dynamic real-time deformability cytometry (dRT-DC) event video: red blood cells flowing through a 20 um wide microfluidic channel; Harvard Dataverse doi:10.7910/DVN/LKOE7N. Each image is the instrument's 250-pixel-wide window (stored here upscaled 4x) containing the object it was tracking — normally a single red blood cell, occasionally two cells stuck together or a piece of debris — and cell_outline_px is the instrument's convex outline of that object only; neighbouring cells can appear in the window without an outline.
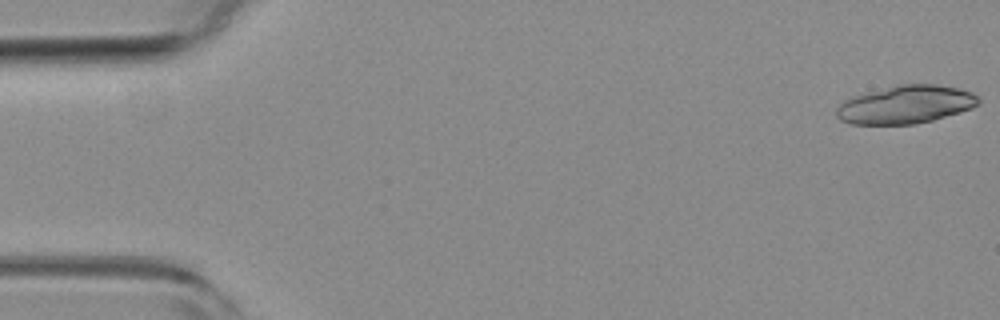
{"species": "common noctule bat (a hibernating species)", "species_latin": "Nyctalus noctula", "temperature_condition": "room temperature", "stored_images_in_passage": 18, "camera_frame_rate_fps": 3000, "um_per_image_px": 0.085, "animal": {"sex": "female", "body_mass_g": 19.3, "forearm_length_mm": 54.1}, "frame": {"image": 1, "passage_image": 1, "time_ms": 0.0, "image_size_px": [1000, 320], "cell_outline_px": [[980, 104], [972, 108], [960, 112], [932, 120], [916, 124], [852, 124], [840, 120], [836, 116], [836, 108], [844, 100], [852, 96], [900, 84], [936, 84], [960, 88], [972, 92], [980, 100]], "centroid_in_image_um": [76.99, 8.89], "position_along_channel_um": 8.0, "area_um2": 31.56}}